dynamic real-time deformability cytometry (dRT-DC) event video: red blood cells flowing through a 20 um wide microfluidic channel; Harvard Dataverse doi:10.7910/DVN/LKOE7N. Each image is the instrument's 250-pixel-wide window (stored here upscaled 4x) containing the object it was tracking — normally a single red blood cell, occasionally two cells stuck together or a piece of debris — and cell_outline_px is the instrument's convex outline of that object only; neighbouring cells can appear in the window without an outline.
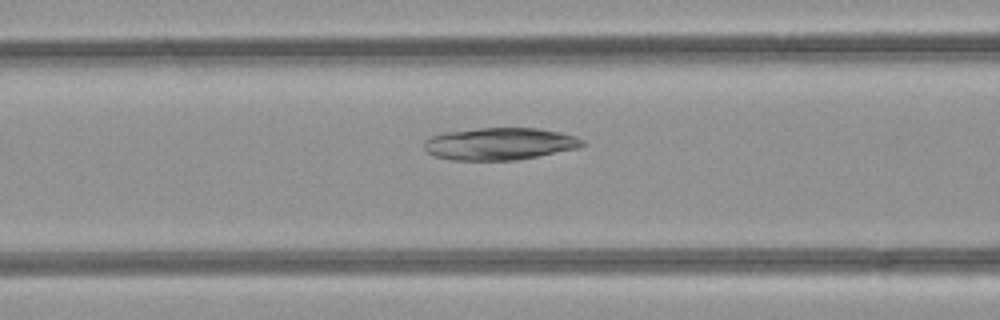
{"species": "common noctule bat (a hibernating species)", "species_latin": "Nyctalus noctula", "temperature_condition": "room temperature", "stored_images_in_passage": 49, "camera_frame_rate_fps": 3000, "um_per_image_px": 0.085, "animal": {"sex": "female", "body_mass_g": 21.9}, "frame": {"image": 1, "passage_image": 20, "time_ms": 6.333, "image_size_px": [1000, 320], "cell_outline_px": [[588, 144], [580, 148], [516, 160], [452, 160], [436, 156], [428, 152], [424, 148], [424, 140], [432, 136], [444, 132], [476, 128], [536, 128], [560, 132], [576, 136], [584, 140]], "centroid_in_image_um": [42.51, 12.22], "position_along_channel_um": 124.1, "area_um2": 29.88}}
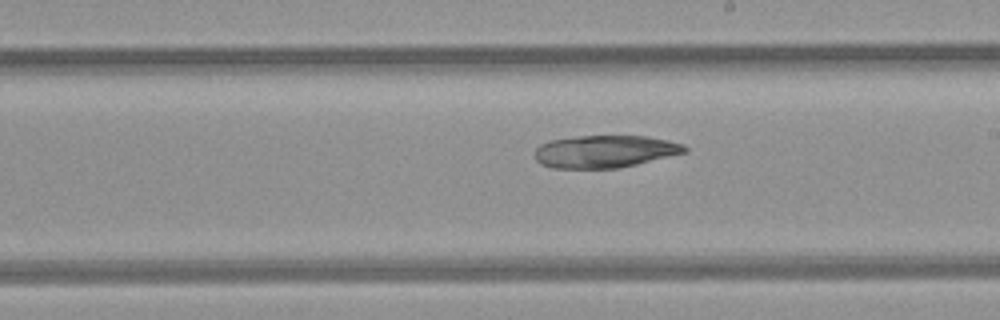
{"frame": {"image": 2, "passage_image": 28, "time_ms": 9.0, "image_size_px": [1000, 320], "cell_outline_px": [[688, 152], [620, 168], [552, 168], [540, 164], [536, 160], [536, 148], [540, 144], [548, 140], [580, 136], [648, 136], [668, 140], [684, 144], [688, 148]], "centroid_in_image_um": [51.44, 12.87], "position_along_channel_um": 237.6, "area_um2": 28.5}}
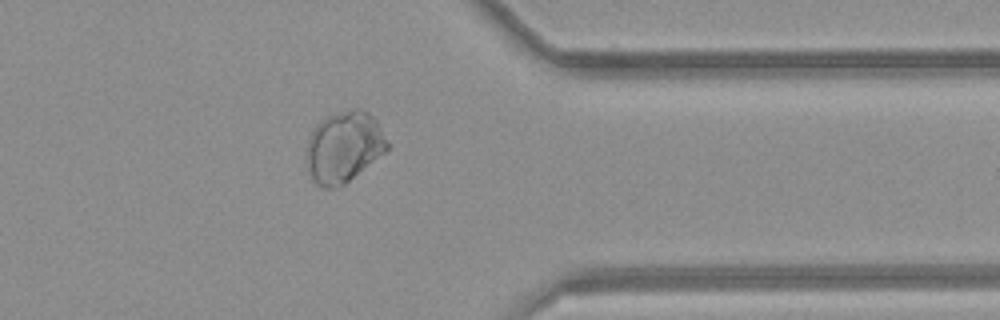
{"frame": {"image": 3, "passage_image": 39, "time_ms": 12.667, "image_size_px": [1000, 320], "cell_outline_px": [[388, 148], [384, 152], [344, 184], [336, 188], [320, 188], [316, 184], [304, 164], [304, 156], [308, 140], [316, 124], [320, 120], [328, 116], [340, 112], [356, 108], [360, 108], [368, 112], [376, 120], [388, 144]], "centroid_in_image_um": [29.16, 12.5], "position_along_channel_um": 382.2, "area_um2": 33.35}}